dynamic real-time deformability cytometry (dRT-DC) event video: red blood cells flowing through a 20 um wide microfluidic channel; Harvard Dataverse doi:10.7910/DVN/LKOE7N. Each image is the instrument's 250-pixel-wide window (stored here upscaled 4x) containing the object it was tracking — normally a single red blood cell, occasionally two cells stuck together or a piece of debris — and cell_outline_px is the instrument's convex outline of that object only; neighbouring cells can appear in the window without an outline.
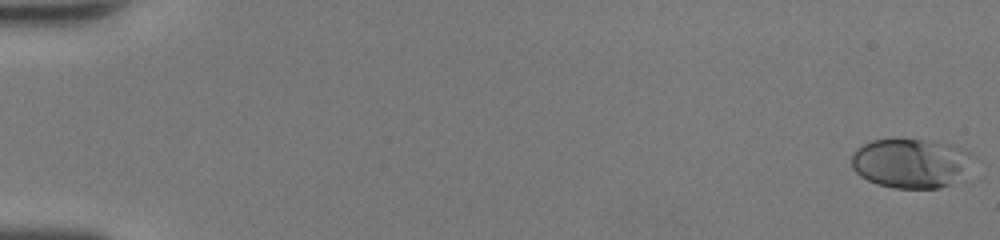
{"species": "human", "species_latin": "Homo sapiens", "temperature_condition": "room temperature", "stored_images_in_passage": 49, "camera_frame_rate_fps": 3000, "um_per_image_px": 0.085, "donor": {"sex": "female"}, "frame": {"image": 1, "passage_image": 1, "time_ms": 0.0, "image_size_px": [1000, 240], "cell_outline_px": [[976, 156], [968, 180], [940, 188], [892, 188], [876, 184], [860, 176], [852, 168], [852, 152], [856, 148], [872, 140], [924, 140], [956, 144]], "centroid_in_image_um": [77.57, 13.9], "position_along_channel_um": 7.4, "area_um2": 36.3}}
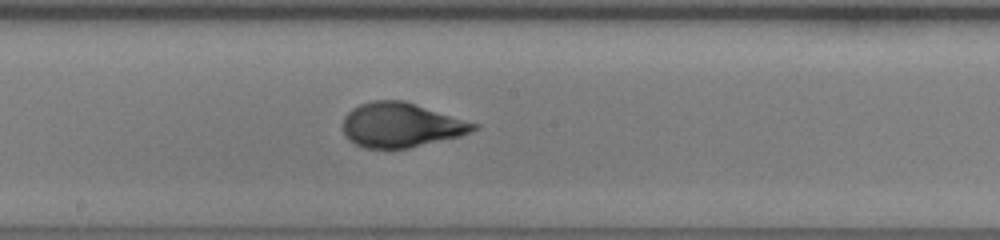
{"frame": {"image": 2, "passage_image": 28, "time_ms": 9.0, "image_size_px": [1000, 240], "cell_outline_px": [[480, 128], [460, 136], [408, 148], [364, 148], [348, 140], [344, 136], [344, 116], [352, 108], [360, 104], [372, 100], [404, 100], [480, 124]], "centroid_in_image_um": [34.1, 10.62], "position_along_channel_um": 214.1, "area_um2": 34.04}}
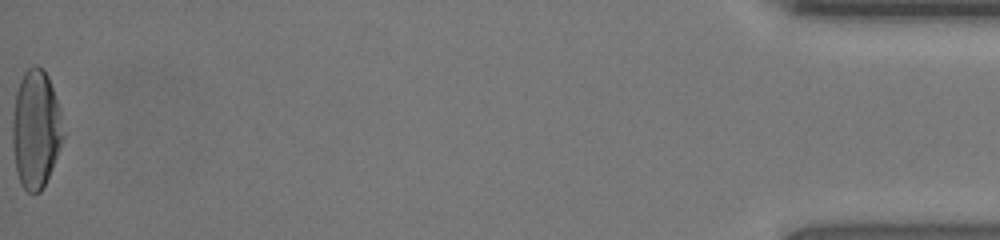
{"frame": {"image": 3, "passage_image": 49, "time_ms": 16.0, "image_size_px": [1000, 240], "cell_outline_px": [[64, 136], [52, 168], [40, 192], [28, 192], [20, 184], [16, 172], [12, 144], [12, 120], [16, 92], [20, 80], [24, 72], [28, 68], [36, 64], [44, 68], [48, 76], [60, 108], [64, 132]], "centroid_in_image_um": [3.04, 10.95], "position_along_channel_um": 432.2, "area_um2": 35.08}, "authors_computed_cell_mechanics": {"area_um2": 33.524, "velocity_mm_per_s": 4.4431, "shape_relaxation_time_tau1_ms": 4.6654, "shape_relaxation_time_tau2_ms": null, "deformation_change_tau1": 0.2307, "deformation_change_tau2": null}}